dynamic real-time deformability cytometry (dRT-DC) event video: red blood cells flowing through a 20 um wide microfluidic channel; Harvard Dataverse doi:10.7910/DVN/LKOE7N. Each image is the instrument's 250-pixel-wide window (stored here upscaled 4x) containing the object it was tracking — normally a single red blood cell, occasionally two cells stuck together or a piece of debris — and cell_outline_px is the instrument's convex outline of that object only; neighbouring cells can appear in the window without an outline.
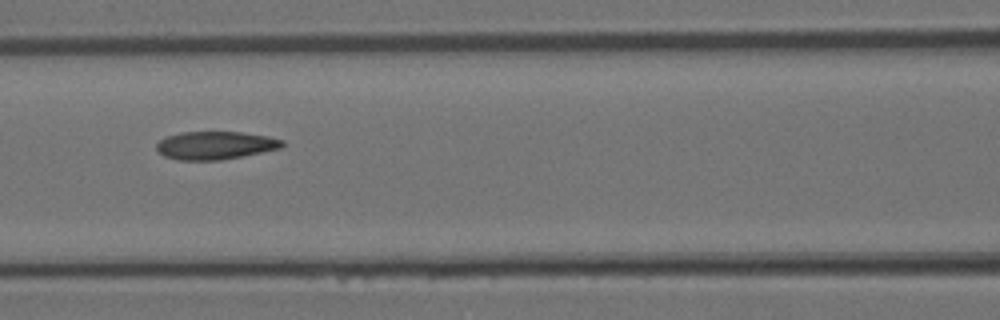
{"species": "Egyptian fruit bat (a non-hibernating species)", "species_latin": "Rousettus aegyptiacus", "temperature_condition": "room temperature", "stored_images_in_passage": 6, "segment_of_instrument_passage": [1, 2], "camera_frame_rate_fps": 3000, "um_per_image_px": 0.085, "animal": {"sex": "female"}, "frame": {"image": 1, "passage_image": 5, "time_ms": 1.333, "image_size_px": [1000, 320], "cell_outline_px": [[284, 144], [280, 148], [220, 160], [176, 160], [164, 156], [156, 148], [156, 144], [160, 140], [168, 136], [180, 132], [240, 132], [268, 136], [284, 140]], "centroid_in_image_um": [18.28, 12.35], "position_along_channel_um": 148.3, "area_um2": 20.35}}